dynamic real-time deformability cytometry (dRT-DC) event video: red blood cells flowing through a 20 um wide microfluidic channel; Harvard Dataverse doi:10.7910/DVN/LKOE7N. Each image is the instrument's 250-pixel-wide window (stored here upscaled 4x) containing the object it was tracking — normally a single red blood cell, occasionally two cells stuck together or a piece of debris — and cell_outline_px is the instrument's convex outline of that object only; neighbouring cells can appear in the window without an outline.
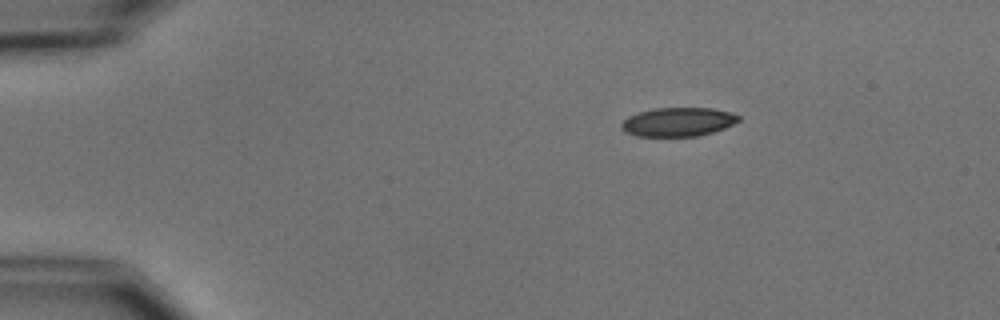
{"species": "common noctule bat (a hibernating species)", "species_latin": "Nyctalus noctula", "temperature_condition": "cold", "stored_images_in_passage": 3, "camera_frame_rate_fps": 3000, "um_per_image_px": 0.085, "animal": {"sex": "male", "body_mass_g": 15.6}, "frame": {"image": 1, "passage_image": 1, "time_ms": 0.0, "image_size_px": [1000, 320], "cell_outline_px": [[740, 120], [724, 128], [712, 132], [696, 136], [636, 136], [620, 128], [620, 124], [628, 116], [636, 112], [656, 108], [712, 108], [728, 112], [740, 116]], "centroid_in_image_um": [57.6, 10.36], "position_along_channel_um": 27.4, "area_um2": 19.59}}